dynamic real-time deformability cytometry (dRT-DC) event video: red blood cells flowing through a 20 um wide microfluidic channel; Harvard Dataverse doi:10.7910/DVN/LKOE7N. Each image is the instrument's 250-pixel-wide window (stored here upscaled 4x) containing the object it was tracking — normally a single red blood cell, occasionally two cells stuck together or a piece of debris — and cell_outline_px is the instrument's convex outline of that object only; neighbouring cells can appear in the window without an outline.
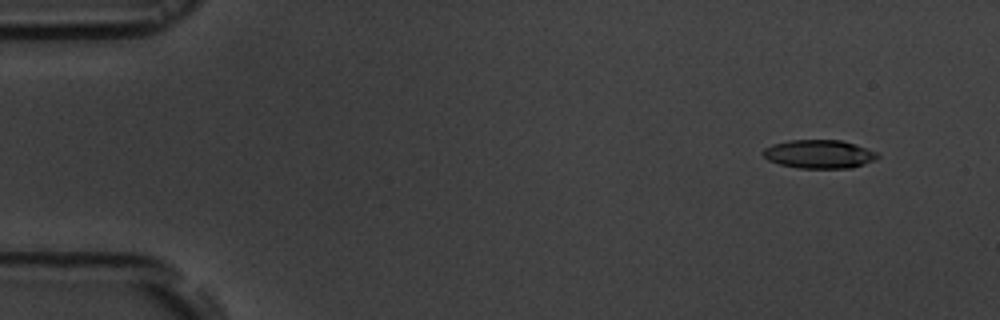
{"species": "common noctule bat (a hibernating species)", "species_latin": "Nyctalus noctula", "temperature_condition": "room temperature", "stored_images_in_passage": 56, "camera_frame_rate_fps": 3000, "um_per_image_px": 0.085, "animal": {"sex": "male", "body_mass_g": 19.5, "forearm_length_mm": 54.6}, "frame": {"image": 1, "passage_image": 5, "time_ms": 1.333, "image_size_px": [1000, 320], "cell_outline_px": [[880, 156], [864, 164], [852, 168], [800, 168], [780, 164], [768, 160], [764, 156], [764, 148], [772, 144], [788, 140], [840, 140], [856, 144], [876, 152]], "centroid_in_image_um": [69.62, 13.09], "position_along_channel_um": 15.4, "area_um2": 18.9}}
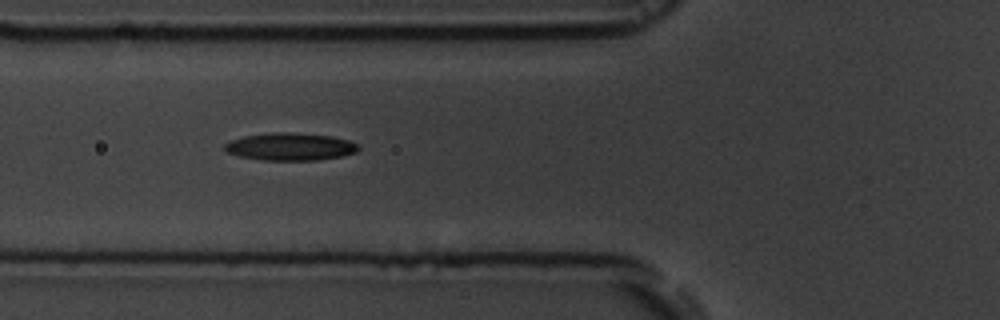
{"frame": {"image": 2, "passage_image": 21, "time_ms": 6.667, "image_size_px": [1000, 320], "cell_outline_px": [[360, 148], [356, 152], [340, 156], [316, 160], [264, 160], [240, 156], [228, 152], [224, 148], [224, 144], [228, 140], [244, 136], [276, 132], [288, 132], [332, 136], [348, 140], [360, 144]], "centroid_in_image_um": [24.68, 12.46], "position_along_channel_um": 101.1, "area_um2": 21.39}}
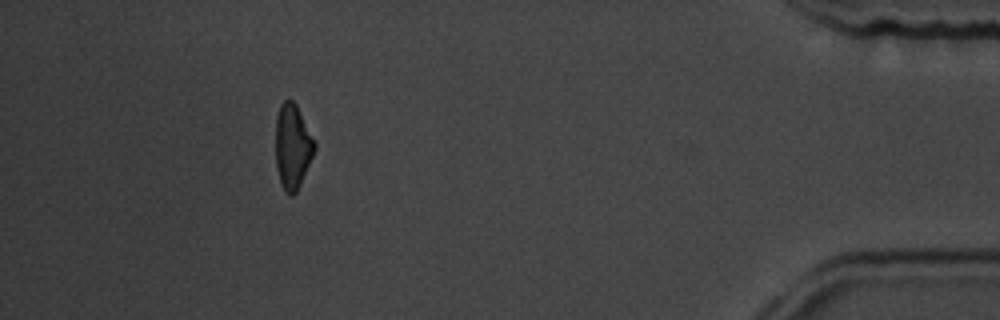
{"frame": {"image": 3, "passage_image": 51, "time_ms": 16.667, "image_size_px": [1000, 320], "cell_outline_px": [[316, 148], [300, 184], [296, 192], [292, 196], [288, 196], [284, 192], [280, 184], [276, 168], [276, 116], [280, 104], [288, 96], [296, 104], [316, 144]], "centroid_in_image_um": [24.84, 12.46], "position_along_channel_um": 410.4, "area_um2": 19.36}, "authors_computed_cell_mechanics": {"area_um2": 20.0566, "velocity_mm_per_s": 3.6693, "shape_relaxation_time_tau1_ms": 3.7638, "shape_relaxation_time_tau2_ms": null, "deformation_change_tau1": 0.1478, "deformation_change_tau2": null}}